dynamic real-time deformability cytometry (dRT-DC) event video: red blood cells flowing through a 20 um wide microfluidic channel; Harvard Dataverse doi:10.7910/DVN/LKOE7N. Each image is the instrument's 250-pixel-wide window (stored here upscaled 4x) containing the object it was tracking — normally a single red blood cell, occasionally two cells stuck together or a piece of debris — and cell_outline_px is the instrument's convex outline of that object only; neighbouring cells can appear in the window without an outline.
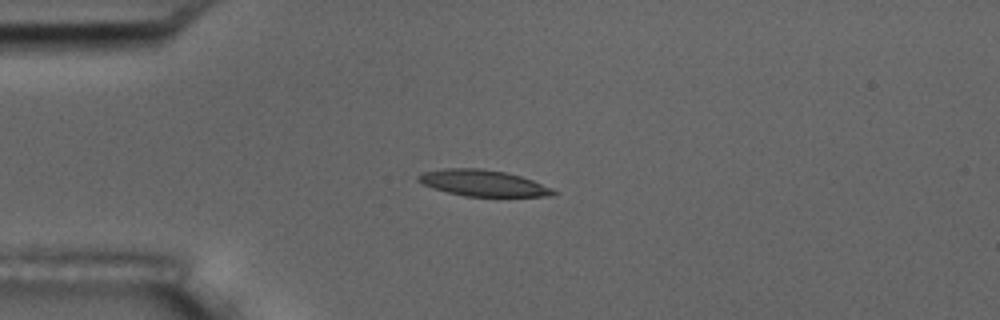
{"species": "common noctule bat (a hibernating species)", "species_latin": "Nyctalus noctula", "temperature_condition": "room temperature", "stored_images_in_passage": 7, "camera_frame_rate_fps": 3000, "um_per_image_px": 0.085, "animal": {"sex": "male", "body_mass_g": 17.5, "forearm_length_mm": 52.3}, "frame": {"image": 1, "passage_image": 4, "time_ms": 3.667, "image_size_px": [1000, 320], "cell_outline_px": [[556, 192], [552, 196], [464, 196], [432, 188], [416, 180], [416, 176], [424, 172], [444, 168], [480, 168], [504, 172], [520, 176], [532, 180], [552, 188]], "centroid_in_image_um": [41.02, 15.56], "position_along_channel_um": 44.0, "area_um2": 20.46}}